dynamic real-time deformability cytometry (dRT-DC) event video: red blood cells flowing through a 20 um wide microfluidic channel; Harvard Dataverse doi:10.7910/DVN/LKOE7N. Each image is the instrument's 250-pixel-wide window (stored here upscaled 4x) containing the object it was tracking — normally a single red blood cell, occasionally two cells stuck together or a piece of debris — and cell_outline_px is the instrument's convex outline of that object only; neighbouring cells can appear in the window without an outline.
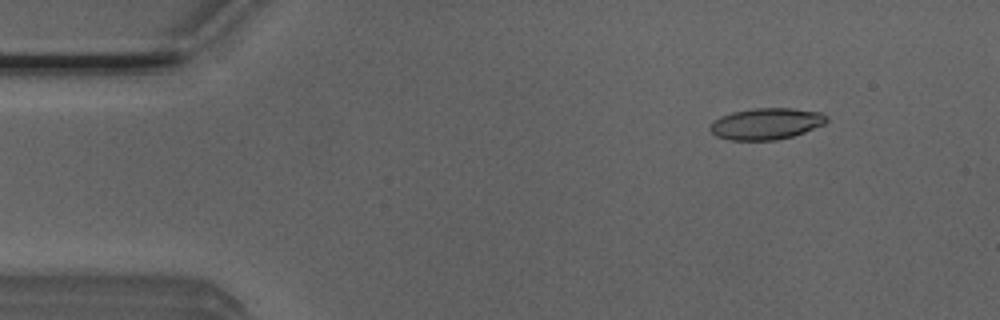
{"species": "Egyptian fruit bat (a non-hibernating species)", "species_latin": "Rousettus aegyptiacus", "temperature_condition": "room temperature", "stored_images_in_passage": 4, "camera_frame_rate_fps": 3000, "um_per_image_px": 0.085, "animal": {"sex": "male"}, "frame": {"image": 1, "passage_image": 1, "time_ms": 0.0, "image_size_px": [1000, 320], "cell_outline_px": [[828, 120], [824, 124], [804, 132], [792, 136], [776, 140], [732, 140], [716, 136], [708, 128], [720, 116], [732, 112], [756, 108], [792, 108], [820, 112], [828, 116]], "centroid_in_image_um": [65.15, 10.51], "position_along_channel_um": 19.9, "area_um2": 21.21}}
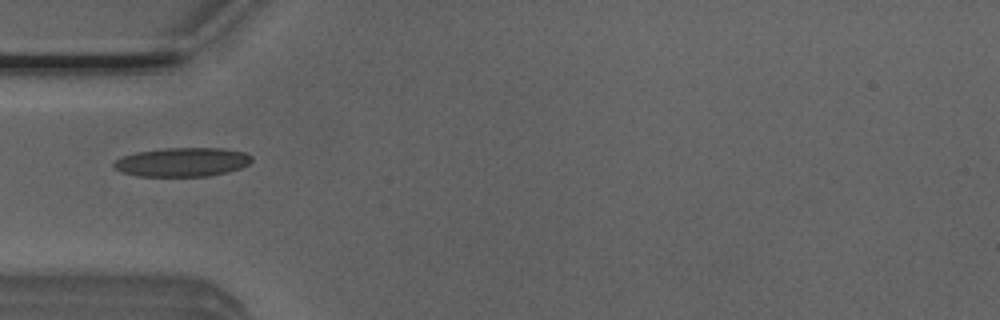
{"frame": {"image": 2, "passage_image": 4, "time_ms": 1.0, "image_size_px": [1000, 320], "cell_outline_px": [[252, 160], [248, 164], [240, 168], [228, 172], [208, 176], [136, 176], [120, 172], [112, 164], [116, 160], [124, 156], [136, 152], [164, 148], [224, 148], [244, 152], [252, 156]], "centroid_in_image_um": [15.5, 13.78], "position_along_channel_um": 69.5, "area_um2": 23.29}}